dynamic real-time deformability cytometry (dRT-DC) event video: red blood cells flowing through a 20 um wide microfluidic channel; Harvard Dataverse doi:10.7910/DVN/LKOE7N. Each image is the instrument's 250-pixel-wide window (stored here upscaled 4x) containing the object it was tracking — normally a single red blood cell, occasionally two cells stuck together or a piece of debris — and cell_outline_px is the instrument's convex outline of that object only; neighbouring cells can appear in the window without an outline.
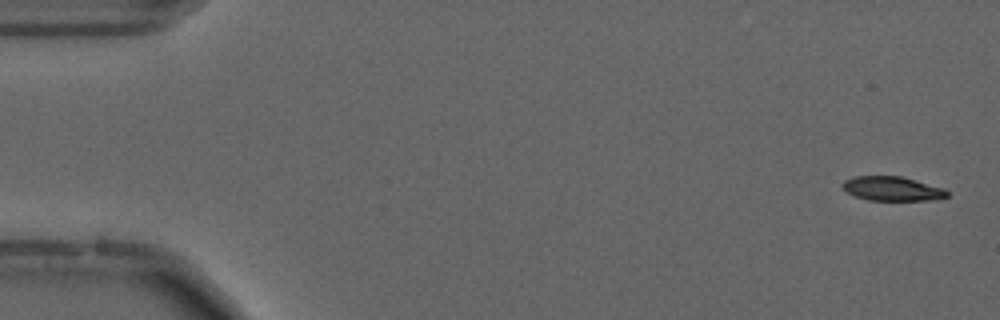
{"species": "common noctule bat (a hibernating species)", "species_latin": "Nyctalus noctula", "temperature_condition": "cold", "stored_images_in_passage": 55, "camera_frame_rate_fps": 3000, "um_per_image_px": 0.085, "animal": {"sex": "male", "forearm_length_mm": 52.5}, "frame": {"image": 1, "passage_image": 2, "time_ms": 0.333, "image_size_px": [1000, 320], "cell_outline_px": [[948, 196], [936, 200], [868, 200], [856, 196], [848, 192], [840, 184], [844, 180], [852, 176], [900, 176], [944, 188], [948, 192]], "centroid_in_image_um": [75.83, 16.03], "position_along_channel_um": 9.2, "area_um2": 14.74}}
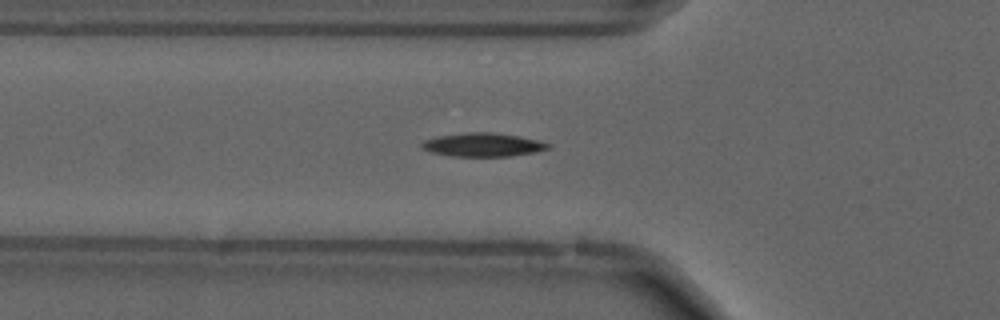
{"frame": {"image": 2, "passage_image": 19, "time_ms": 6.0, "image_size_px": [1000, 320], "cell_outline_px": [[552, 148], [536, 152], [508, 156], [452, 156], [432, 152], [424, 148], [420, 144], [424, 140], [436, 136], [468, 132], [492, 132], [520, 136], [552, 144]], "centroid_in_image_um": [41.08, 12.3], "position_along_channel_um": 84.7, "area_um2": 17.34}}
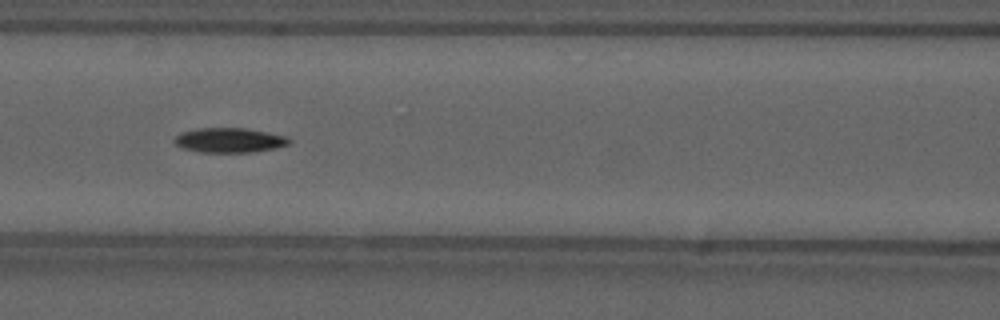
{"frame": {"image": 3, "passage_image": 24, "time_ms": 7.667, "image_size_px": [1000, 320], "cell_outline_px": [[292, 140], [288, 144], [276, 148], [252, 152], [200, 152], [184, 148], [176, 144], [172, 140], [180, 132], [196, 128], [244, 128], [268, 132], [288, 136]], "centroid_in_image_um": [19.51, 11.91], "position_along_channel_um": 147.1, "area_um2": 16.59}, "authors_computed_cell_mechanics": {"area_um2": 15.9528, "velocity_mm_per_s": 3.6992, "shape_relaxation_time_tau1_ms": 5.2766, "shape_relaxation_time_tau2_ms": null, "deformation_change_tau1": 0.1221, "deformation_change_tau2": null}}